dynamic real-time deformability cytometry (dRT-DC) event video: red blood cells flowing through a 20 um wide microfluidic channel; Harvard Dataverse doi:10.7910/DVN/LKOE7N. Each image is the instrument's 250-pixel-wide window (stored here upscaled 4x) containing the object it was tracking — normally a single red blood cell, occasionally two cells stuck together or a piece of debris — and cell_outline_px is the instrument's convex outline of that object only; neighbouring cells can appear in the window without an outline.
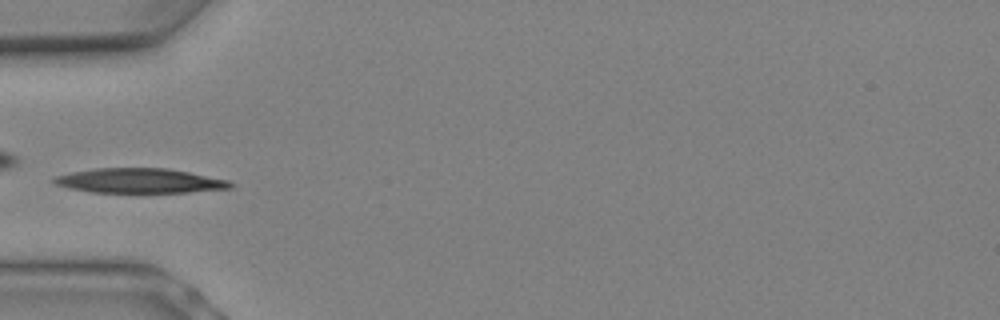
{"species": "Egyptian fruit bat (a non-hibernating species)", "species_latin": "Rousettus aegyptiacus", "temperature_condition": "warm", "stored_images_in_passage": 9, "camera_frame_rate_fps": 3000, "um_per_image_px": 0.085, "animal": {"sex": "female"}, "frame": {"image": 1, "passage_image": 7, "time_ms": 2.0, "image_size_px": [1000, 320], "cell_outline_px": [[236, 184], [232, 188], [188, 192], [136, 196], [92, 192], [72, 188], [56, 184], [52, 180], [56, 176], [72, 172], [96, 168], [168, 168], [228, 180]], "centroid_in_image_um": [11.91, 15.41], "position_along_channel_um": 73.1, "area_um2": 26.47}}